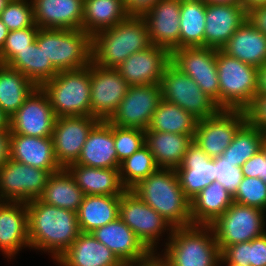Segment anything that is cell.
Segmentation results:
<instances>
[{"mask_svg": "<svg viewBox=\"0 0 266 266\" xmlns=\"http://www.w3.org/2000/svg\"><path fill=\"white\" fill-rule=\"evenodd\" d=\"M197 121L180 106L162 99L152 116L148 130L194 135Z\"/></svg>", "mask_w": 266, "mask_h": 266, "instance_id": "cell-38", "label": "cell"}, {"mask_svg": "<svg viewBox=\"0 0 266 266\" xmlns=\"http://www.w3.org/2000/svg\"><path fill=\"white\" fill-rule=\"evenodd\" d=\"M160 89L163 100L180 106L198 121L212 117L221 110L191 77L182 73L171 62L162 74Z\"/></svg>", "mask_w": 266, "mask_h": 266, "instance_id": "cell-8", "label": "cell"}, {"mask_svg": "<svg viewBox=\"0 0 266 266\" xmlns=\"http://www.w3.org/2000/svg\"><path fill=\"white\" fill-rule=\"evenodd\" d=\"M265 140L266 135L262 131L246 122L237 131L222 156L233 166L241 167L260 150Z\"/></svg>", "mask_w": 266, "mask_h": 266, "instance_id": "cell-39", "label": "cell"}, {"mask_svg": "<svg viewBox=\"0 0 266 266\" xmlns=\"http://www.w3.org/2000/svg\"><path fill=\"white\" fill-rule=\"evenodd\" d=\"M10 130L0 131V168L10 159Z\"/></svg>", "mask_w": 266, "mask_h": 266, "instance_id": "cell-51", "label": "cell"}, {"mask_svg": "<svg viewBox=\"0 0 266 266\" xmlns=\"http://www.w3.org/2000/svg\"><path fill=\"white\" fill-rule=\"evenodd\" d=\"M58 117L91 116L90 65L59 72L41 86Z\"/></svg>", "mask_w": 266, "mask_h": 266, "instance_id": "cell-7", "label": "cell"}, {"mask_svg": "<svg viewBox=\"0 0 266 266\" xmlns=\"http://www.w3.org/2000/svg\"><path fill=\"white\" fill-rule=\"evenodd\" d=\"M246 20L242 5L206 4L204 47L221 50Z\"/></svg>", "mask_w": 266, "mask_h": 266, "instance_id": "cell-21", "label": "cell"}, {"mask_svg": "<svg viewBox=\"0 0 266 266\" xmlns=\"http://www.w3.org/2000/svg\"><path fill=\"white\" fill-rule=\"evenodd\" d=\"M85 197L66 168L51 173L42 196L45 204L77 212Z\"/></svg>", "mask_w": 266, "mask_h": 266, "instance_id": "cell-34", "label": "cell"}, {"mask_svg": "<svg viewBox=\"0 0 266 266\" xmlns=\"http://www.w3.org/2000/svg\"><path fill=\"white\" fill-rule=\"evenodd\" d=\"M171 62V53L160 46L130 55L116 69L130 86L160 84L166 66Z\"/></svg>", "mask_w": 266, "mask_h": 266, "instance_id": "cell-18", "label": "cell"}, {"mask_svg": "<svg viewBox=\"0 0 266 266\" xmlns=\"http://www.w3.org/2000/svg\"><path fill=\"white\" fill-rule=\"evenodd\" d=\"M36 88L20 71L0 64V107L9 118Z\"/></svg>", "mask_w": 266, "mask_h": 266, "instance_id": "cell-35", "label": "cell"}, {"mask_svg": "<svg viewBox=\"0 0 266 266\" xmlns=\"http://www.w3.org/2000/svg\"><path fill=\"white\" fill-rule=\"evenodd\" d=\"M119 218L137 235L151 251L157 253L163 235L169 240L172 230L170 223L147 205L135 192L127 189L122 195ZM166 232V233H165ZM158 248V249H157Z\"/></svg>", "mask_w": 266, "mask_h": 266, "instance_id": "cell-9", "label": "cell"}, {"mask_svg": "<svg viewBox=\"0 0 266 266\" xmlns=\"http://www.w3.org/2000/svg\"><path fill=\"white\" fill-rule=\"evenodd\" d=\"M51 173L9 159L0 168V201L24 202L39 199Z\"/></svg>", "mask_w": 266, "mask_h": 266, "instance_id": "cell-11", "label": "cell"}, {"mask_svg": "<svg viewBox=\"0 0 266 266\" xmlns=\"http://www.w3.org/2000/svg\"><path fill=\"white\" fill-rule=\"evenodd\" d=\"M35 41L58 72L81 69L92 61V38L82 29L40 28Z\"/></svg>", "mask_w": 266, "mask_h": 266, "instance_id": "cell-5", "label": "cell"}, {"mask_svg": "<svg viewBox=\"0 0 266 266\" xmlns=\"http://www.w3.org/2000/svg\"><path fill=\"white\" fill-rule=\"evenodd\" d=\"M219 80V107L245 110L257 94V67L216 50Z\"/></svg>", "mask_w": 266, "mask_h": 266, "instance_id": "cell-6", "label": "cell"}, {"mask_svg": "<svg viewBox=\"0 0 266 266\" xmlns=\"http://www.w3.org/2000/svg\"><path fill=\"white\" fill-rule=\"evenodd\" d=\"M10 0H0V14L4 10V8L7 6Z\"/></svg>", "mask_w": 266, "mask_h": 266, "instance_id": "cell-59", "label": "cell"}, {"mask_svg": "<svg viewBox=\"0 0 266 266\" xmlns=\"http://www.w3.org/2000/svg\"><path fill=\"white\" fill-rule=\"evenodd\" d=\"M1 130H10V118L0 107V131Z\"/></svg>", "mask_w": 266, "mask_h": 266, "instance_id": "cell-56", "label": "cell"}, {"mask_svg": "<svg viewBox=\"0 0 266 266\" xmlns=\"http://www.w3.org/2000/svg\"><path fill=\"white\" fill-rule=\"evenodd\" d=\"M131 190L173 228L192 225L190 200L180 187L175 169L159 168Z\"/></svg>", "mask_w": 266, "mask_h": 266, "instance_id": "cell-2", "label": "cell"}, {"mask_svg": "<svg viewBox=\"0 0 266 266\" xmlns=\"http://www.w3.org/2000/svg\"><path fill=\"white\" fill-rule=\"evenodd\" d=\"M241 5L244 7L245 11L248 12L253 8L265 6L266 0H241Z\"/></svg>", "mask_w": 266, "mask_h": 266, "instance_id": "cell-53", "label": "cell"}, {"mask_svg": "<svg viewBox=\"0 0 266 266\" xmlns=\"http://www.w3.org/2000/svg\"><path fill=\"white\" fill-rule=\"evenodd\" d=\"M35 24L45 29H82L84 0H31Z\"/></svg>", "mask_w": 266, "mask_h": 266, "instance_id": "cell-23", "label": "cell"}, {"mask_svg": "<svg viewBox=\"0 0 266 266\" xmlns=\"http://www.w3.org/2000/svg\"><path fill=\"white\" fill-rule=\"evenodd\" d=\"M164 243V249L157 253L168 266L220 265L221 251L211 226L175 227Z\"/></svg>", "mask_w": 266, "mask_h": 266, "instance_id": "cell-4", "label": "cell"}, {"mask_svg": "<svg viewBox=\"0 0 266 266\" xmlns=\"http://www.w3.org/2000/svg\"><path fill=\"white\" fill-rule=\"evenodd\" d=\"M120 260L91 233H80L78 238L55 262L58 266H116Z\"/></svg>", "mask_w": 266, "mask_h": 266, "instance_id": "cell-27", "label": "cell"}, {"mask_svg": "<svg viewBox=\"0 0 266 266\" xmlns=\"http://www.w3.org/2000/svg\"><path fill=\"white\" fill-rule=\"evenodd\" d=\"M161 100L160 84L130 86L108 121L119 127L147 130Z\"/></svg>", "mask_w": 266, "mask_h": 266, "instance_id": "cell-15", "label": "cell"}, {"mask_svg": "<svg viewBox=\"0 0 266 266\" xmlns=\"http://www.w3.org/2000/svg\"><path fill=\"white\" fill-rule=\"evenodd\" d=\"M113 135L120 164L145 145V130L143 129L113 125Z\"/></svg>", "mask_w": 266, "mask_h": 266, "instance_id": "cell-44", "label": "cell"}, {"mask_svg": "<svg viewBox=\"0 0 266 266\" xmlns=\"http://www.w3.org/2000/svg\"><path fill=\"white\" fill-rule=\"evenodd\" d=\"M158 0H124V8L128 16L142 17Z\"/></svg>", "mask_w": 266, "mask_h": 266, "instance_id": "cell-49", "label": "cell"}, {"mask_svg": "<svg viewBox=\"0 0 266 266\" xmlns=\"http://www.w3.org/2000/svg\"><path fill=\"white\" fill-rule=\"evenodd\" d=\"M219 266H242V265L237 263H220Z\"/></svg>", "mask_w": 266, "mask_h": 266, "instance_id": "cell-60", "label": "cell"}, {"mask_svg": "<svg viewBox=\"0 0 266 266\" xmlns=\"http://www.w3.org/2000/svg\"><path fill=\"white\" fill-rule=\"evenodd\" d=\"M91 235L110 249L120 261L139 260L152 253L119 217L94 229Z\"/></svg>", "mask_w": 266, "mask_h": 266, "instance_id": "cell-26", "label": "cell"}, {"mask_svg": "<svg viewBox=\"0 0 266 266\" xmlns=\"http://www.w3.org/2000/svg\"><path fill=\"white\" fill-rule=\"evenodd\" d=\"M175 171L180 187L190 201L205 187L216 181L215 158L209 157L194 141Z\"/></svg>", "mask_w": 266, "mask_h": 266, "instance_id": "cell-22", "label": "cell"}, {"mask_svg": "<svg viewBox=\"0 0 266 266\" xmlns=\"http://www.w3.org/2000/svg\"><path fill=\"white\" fill-rule=\"evenodd\" d=\"M8 34H9L8 28L0 19V50L3 47Z\"/></svg>", "mask_w": 266, "mask_h": 266, "instance_id": "cell-57", "label": "cell"}, {"mask_svg": "<svg viewBox=\"0 0 266 266\" xmlns=\"http://www.w3.org/2000/svg\"><path fill=\"white\" fill-rule=\"evenodd\" d=\"M247 122L244 110L221 109L197 121L193 141L211 158L222 156L237 131Z\"/></svg>", "mask_w": 266, "mask_h": 266, "instance_id": "cell-12", "label": "cell"}, {"mask_svg": "<svg viewBox=\"0 0 266 266\" xmlns=\"http://www.w3.org/2000/svg\"><path fill=\"white\" fill-rule=\"evenodd\" d=\"M215 174L216 181L224 186L232 195L235 194L244 178L241 167L233 166L223 156L215 158Z\"/></svg>", "mask_w": 266, "mask_h": 266, "instance_id": "cell-46", "label": "cell"}, {"mask_svg": "<svg viewBox=\"0 0 266 266\" xmlns=\"http://www.w3.org/2000/svg\"><path fill=\"white\" fill-rule=\"evenodd\" d=\"M206 4L241 5V0H203Z\"/></svg>", "mask_w": 266, "mask_h": 266, "instance_id": "cell-58", "label": "cell"}, {"mask_svg": "<svg viewBox=\"0 0 266 266\" xmlns=\"http://www.w3.org/2000/svg\"><path fill=\"white\" fill-rule=\"evenodd\" d=\"M73 164L94 168H120L114 144L113 124L99 120L90 130L80 156Z\"/></svg>", "mask_w": 266, "mask_h": 266, "instance_id": "cell-24", "label": "cell"}, {"mask_svg": "<svg viewBox=\"0 0 266 266\" xmlns=\"http://www.w3.org/2000/svg\"><path fill=\"white\" fill-rule=\"evenodd\" d=\"M151 45L144 19L128 16L92 37V62L100 67L116 68L130 55Z\"/></svg>", "mask_w": 266, "mask_h": 266, "instance_id": "cell-3", "label": "cell"}, {"mask_svg": "<svg viewBox=\"0 0 266 266\" xmlns=\"http://www.w3.org/2000/svg\"><path fill=\"white\" fill-rule=\"evenodd\" d=\"M221 50L258 68L266 63V36L246 20Z\"/></svg>", "mask_w": 266, "mask_h": 266, "instance_id": "cell-28", "label": "cell"}, {"mask_svg": "<svg viewBox=\"0 0 266 266\" xmlns=\"http://www.w3.org/2000/svg\"><path fill=\"white\" fill-rule=\"evenodd\" d=\"M30 249L27 203L0 201V251L8 262L22 249Z\"/></svg>", "mask_w": 266, "mask_h": 266, "instance_id": "cell-20", "label": "cell"}, {"mask_svg": "<svg viewBox=\"0 0 266 266\" xmlns=\"http://www.w3.org/2000/svg\"><path fill=\"white\" fill-rule=\"evenodd\" d=\"M0 19L9 31L34 26L35 20L31 0H10L0 14Z\"/></svg>", "mask_w": 266, "mask_h": 266, "instance_id": "cell-42", "label": "cell"}, {"mask_svg": "<svg viewBox=\"0 0 266 266\" xmlns=\"http://www.w3.org/2000/svg\"><path fill=\"white\" fill-rule=\"evenodd\" d=\"M10 159L50 173L62 169L55 156L52 137L10 134Z\"/></svg>", "mask_w": 266, "mask_h": 266, "instance_id": "cell-25", "label": "cell"}, {"mask_svg": "<svg viewBox=\"0 0 266 266\" xmlns=\"http://www.w3.org/2000/svg\"><path fill=\"white\" fill-rule=\"evenodd\" d=\"M121 195H85L77 213L80 231L91 233L119 217Z\"/></svg>", "mask_w": 266, "mask_h": 266, "instance_id": "cell-32", "label": "cell"}, {"mask_svg": "<svg viewBox=\"0 0 266 266\" xmlns=\"http://www.w3.org/2000/svg\"><path fill=\"white\" fill-rule=\"evenodd\" d=\"M158 169L154 156L149 148L144 145L121 162L119 168L120 180L126 189H132L142 179L147 178Z\"/></svg>", "mask_w": 266, "mask_h": 266, "instance_id": "cell-40", "label": "cell"}, {"mask_svg": "<svg viewBox=\"0 0 266 266\" xmlns=\"http://www.w3.org/2000/svg\"><path fill=\"white\" fill-rule=\"evenodd\" d=\"M143 266H168V264L155 253Z\"/></svg>", "mask_w": 266, "mask_h": 266, "instance_id": "cell-55", "label": "cell"}, {"mask_svg": "<svg viewBox=\"0 0 266 266\" xmlns=\"http://www.w3.org/2000/svg\"><path fill=\"white\" fill-rule=\"evenodd\" d=\"M27 213L30 249L50 253L54 262L81 233L75 211L34 199L27 202Z\"/></svg>", "mask_w": 266, "mask_h": 266, "instance_id": "cell-1", "label": "cell"}, {"mask_svg": "<svg viewBox=\"0 0 266 266\" xmlns=\"http://www.w3.org/2000/svg\"><path fill=\"white\" fill-rule=\"evenodd\" d=\"M247 20L266 36V5L248 11Z\"/></svg>", "mask_w": 266, "mask_h": 266, "instance_id": "cell-50", "label": "cell"}, {"mask_svg": "<svg viewBox=\"0 0 266 266\" xmlns=\"http://www.w3.org/2000/svg\"><path fill=\"white\" fill-rule=\"evenodd\" d=\"M130 85L116 68H105L90 63V105L91 116L108 121L123 98Z\"/></svg>", "mask_w": 266, "mask_h": 266, "instance_id": "cell-13", "label": "cell"}, {"mask_svg": "<svg viewBox=\"0 0 266 266\" xmlns=\"http://www.w3.org/2000/svg\"><path fill=\"white\" fill-rule=\"evenodd\" d=\"M66 169L85 195H122L127 190L121 183L119 168L70 164Z\"/></svg>", "mask_w": 266, "mask_h": 266, "instance_id": "cell-29", "label": "cell"}, {"mask_svg": "<svg viewBox=\"0 0 266 266\" xmlns=\"http://www.w3.org/2000/svg\"><path fill=\"white\" fill-rule=\"evenodd\" d=\"M171 63L191 77L201 90L219 106V80L216 49L183 47L171 52Z\"/></svg>", "mask_w": 266, "mask_h": 266, "instance_id": "cell-14", "label": "cell"}, {"mask_svg": "<svg viewBox=\"0 0 266 266\" xmlns=\"http://www.w3.org/2000/svg\"><path fill=\"white\" fill-rule=\"evenodd\" d=\"M234 202L266 212V183L258 177H244L233 195Z\"/></svg>", "mask_w": 266, "mask_h": 266, "instance_id": "cell-43", "label": "cell"}, {"mask_svg": "<svg viewBox=\"0 0 266 266\" xmlns=\"http://www.w3.org/2000/svg\"><path fill=\"white\" fill-rule=\"evenodd\" d=\"M39 27H27L21 30L9 31L5 43L0 50V64H7L19 51L35 42Z\"/></svg>", "mask_w": 266, "mask_h": 266, "instance_id": "cell-45", "label": "cell"}, {"mask_svg": "<svg viewBox=\"0 0 266 266\" xmlns=\"http://www.w3.org/2000/svg\"><path fill=\"white\" fill-rule=\"evenodd\" d=\"M205 13L203 0H180L179 48L204 47Z\"/></svg>", "mask_w": 266, "mask_h": 266, "instance_id": "cell-37", "label": "cell"}, {"mask_svg": "<svg viewBox=\"0 0 266 266\" xmlns=\"http://www.w3.org/2000/svg\"><path fill=\"white\" fill-rule=\"evenodd\" d=\"M244 111L247 122L266 135V94H256Z\"/></svg>", "mask_w": 266, "mask_h": 266, "instance_id": "cell-47", "label": "cell"}, {"mask_svg": "<svg viewBox=\"0 0 266 266\" xmlns=\"http://www.w3.org/2000/svg\"><path fill=\"white\" fill-rule=\"evenodd\" d=\"M220 263L266 266V232L251 241L227 246L221 252Z\"/></svg>", "mask_w": 266, "mask_h": 266, "instance_id": "cell-41", "label": "cell"}, {"mask_svg": "<svg viewBox=\"0 0 266 266\" xmlns=\"http://www.w3.org/2000/svg\"><path fill=\"white\" fill-rule=\"evenodd\" d=\"M6 65L20 71L37 87H41L59 73L36 41L19 51Z\"/></svg>", "mask_w": 266, "mask_h": 266, "instance_id": "cell-36", "label": "cell"}, {"mask_svg": "<svg viewBox=\"0 0 266 266\" xmlns=\"http://www.w3.org/2000/svg\"><path fill=\"white\" fill-rule=\"evenodd\" d=\"M98 121L92 116L56 118L51 137L56 159L62 168L78 160L90 130Z\"/></svg>", "mask_w": 266, "mask_h": 266, "instance_id": "cell-17", "label": "cell"}, {"mask_svg": "<svg viewBox=\"0 0 266 266\" xmlns=\"http://www.w3.org/2000/svg\"><path fill=\"white\" fill-rule=\"evenodd\" d=\"M127 17L124 0H84L82 30L92 38Z\"/></svg>", "mask_w": 266, "mask_h": 266, "instance_id": "cell-33", "label": "cell"}, {"mask_svg": "<svg viewBox=\"0 0 266 266\" xmlns=\"http://www.w3.org/2000/svg\"><path fill=\"white\" fill-rule=\"evenodd\" d=\"M211 228L220 251L227 246L251 241L266 232V212L234 202Z\"/></svg>", "mask_w": 266, "mask_h": 266, "instance_id": "cell-10", "label": "cell"}, {"mask_svg": "<svg viewBox=\"0 0 266 266\" xmlns=\"http://www.w3.org/2000/svg\"><path fill=\"white\" fill-rule=\"evenodd\" d=\"M142 18L152 45L166 48L170 53L179 49L180 0H158Z\"/></svg>", "mask_w": 266, "mask_h": 266, "instance_id": "cell-19", "label": "cell"}, {"mask_svg": "<svg viewBox=\"0 0 266 266\" xmlns=\"http://www.w3.org/2000/svg\"><path fill=\"white\" fill-rule=\"evenodd\" d=\"M257 94H266V63L257 68Z\"/></svg>", "mask_w": 266, "mask_h": 266, "instance_id": "cell-52", "label": "cell"}, {"mask_svg": "<svg viewBox=\"0 0 266 266\" xmlns=\"http://www.w3.org/2000/svg\"><path fill=\"white\" fill-rule=\"evenodd\" d=\"M55 120L47 94L37 87L10 118V133L51 137Z\"/></svg>", "mask_w": 266, "mask_h": 266, "instance_id": "cell-16", "label": "cell"}, {"mask_svg": "<svg viewBox=\"0 0 266 266\" xmlns=\"http://www.w3.org/2000/svg\"><path fill=\"white\" fill-rule=\"evenodd\" d=\"M194 135L145 130V145L159 168L176 169L182 163Z\"/></svg>", "mask_w": 266, "mask_h": 266, "instance_id": "cell-30", "label": "cell"}, {"mask_svg": "<svg viewBox=\"0 0 266 266\" xmlns=\"http://www.w3.org/2000/svg\"><path fill=\"white\" fill-rule=\"evenodd\" d=\"M154 254L152 252L149 256L139 260L120 261L116 266H143Z\"/></svg>", "mask_w": 266, "mask_h": 266, "instance_id": "cell-54", "label": "cell"}, {"mask_svg": "<svg viewBox=\"0 0 266 266\" xmlns=\"http://www.w3.org/2000/svg\"><path fill=\"white\" fill-rule=\"evenodd\" d=\"M233 203V195L218 181L212 182L190 201L192 225L210 226Z\"/></svg>", "mask_w": 266, "mask_h": 266, "instance_id": "cell-31", "label": "cell"}, {"mask_svg": "<svg viewBox=\"0 0 266 266\" xmlns=\"http://www.w3.org/2000/svg\"><path fill=\"white\" fill-rule=\"evenodd\" d=\"M241 170L244 177H258L266 183V140L260 150L241 166Z\"/></svg>", "mask_w": 266, "mask_h": 266, "instance_id": "cell-48", "label": "cell"}]
</instances>
